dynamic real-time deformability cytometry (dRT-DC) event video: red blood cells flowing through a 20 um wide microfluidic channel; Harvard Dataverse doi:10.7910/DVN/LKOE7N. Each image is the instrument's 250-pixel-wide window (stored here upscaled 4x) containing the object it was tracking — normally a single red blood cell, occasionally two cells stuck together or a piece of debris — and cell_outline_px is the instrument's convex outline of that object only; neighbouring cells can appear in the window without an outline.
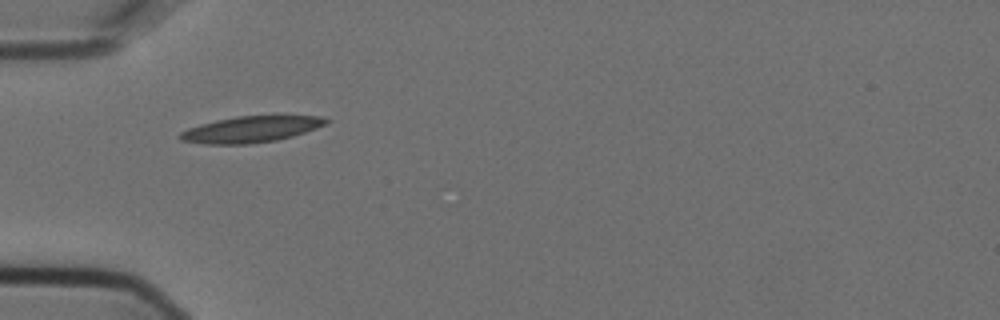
{"species": "Egyptian fruit bat (a non-hibernating species)", "species_latin": "Rousettus aegyptiacus", "temperature_condition": "cold", "stored_images_in_passage": 2, "camera_frame_rate_fps": 3000, "um_per_image_px": 0.085, "animal": {"sex": "female"}, "frame": {"image": 1, "passage_image": 1, "time_ms": 0.0, "image_size_px": [1000, 320], "cell_outline_px": [[332, 120], [328, 124], [292, 136], [276, 140], [248, 144], [204, 144], [180, 140], [176, 136], [180, 132], [188, 128], [200, 124], [216, 120], [236, 116], [320, 116]], "centroid_in_image_um": [21.31, 10.99], "position_along_channel_um": 63.7, "area_um2": 22.31}}
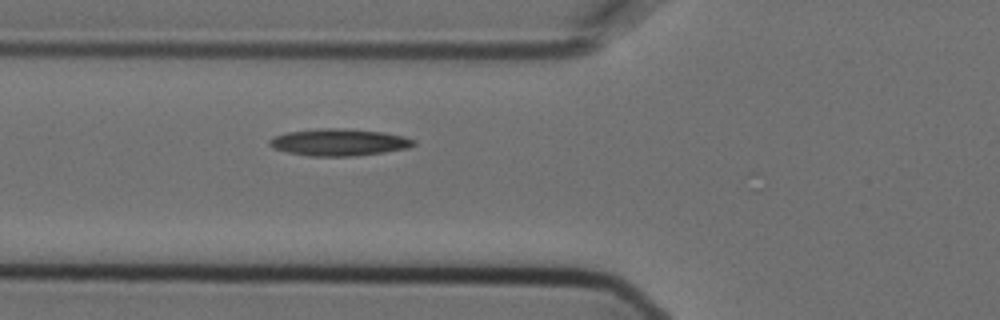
{"frame": {"image": 2, "passage_image": 2, "time_ms": 0.333, "image_size_px": [1000, 320], "cell_outline_px": [[416, 144], [408, 148], [384, 152], [352, 156], [308, 156], [288, 152], [272, 148], [268, 144], [268, 140], [276, 136], [288, 132], [324, 128], [344, 128], [384, 132], [404, 136], [416, 140]], "centroid_in_image_um": [28.84, 12.09], "position_along_channel_um": 97.0, "area_um2": 22.66}}